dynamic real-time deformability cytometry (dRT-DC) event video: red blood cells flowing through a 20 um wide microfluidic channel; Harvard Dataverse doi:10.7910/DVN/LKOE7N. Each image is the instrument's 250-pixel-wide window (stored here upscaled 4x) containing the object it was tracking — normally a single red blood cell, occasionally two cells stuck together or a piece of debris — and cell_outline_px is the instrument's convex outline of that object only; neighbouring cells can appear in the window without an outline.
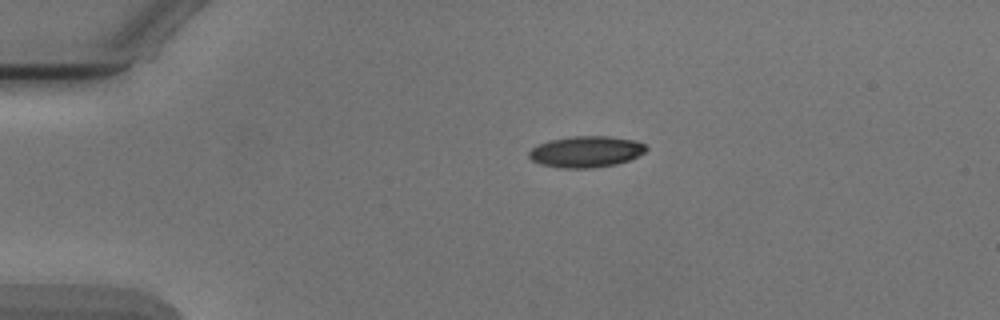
{"species": "Egyptian fruit bat (a non-hibernating species)", "species_latin": "Rousettus aegyptiacus", "temperature_condition": "cold", "stored_images_in_passage": 3, "camera_frame_rate_fps": 3000, "um_per_image_px": 0.085, "animal": {"sex": "male"}, "frame": {"image": 1, "passage_image": 1, "time_ms": 0.0, "image_size_px": [1000, 320], "cell_outline_px": [[648, 148], [644, 152], [628, 160], [616, 164], [592, 168], [560, 168], [540, 164], [532, 160], [528, 156], [528, 152], [536, 144], [548, 140], [572, 136], [608, 136], [636, 140], [644, 144]], "centroid_in_image_um": [49.77, 12.89], "position_along_channel_um": 35.2, "area_um2": 21.44}}
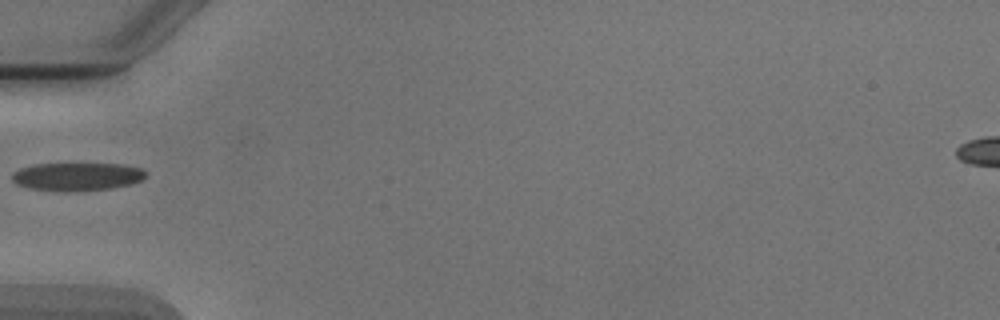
{"frame": {"image": 2, "passage_image": 3, "time_ms": 2.333, "image_size_px": [1000, 320], "cell_outline_px": [[144, 176], [140, 180], [128, 184], [112, 188], [68, 192], [28, 188], [16, 184], [12, 180], [12, 172], [20, 168], [32, 164], [124, 164], [140, 168], [144, 172]], "centroid_in_image_um": [6.47, 15.01], "position_along_channel_um": 78.5, "area_um2": 21.79}}